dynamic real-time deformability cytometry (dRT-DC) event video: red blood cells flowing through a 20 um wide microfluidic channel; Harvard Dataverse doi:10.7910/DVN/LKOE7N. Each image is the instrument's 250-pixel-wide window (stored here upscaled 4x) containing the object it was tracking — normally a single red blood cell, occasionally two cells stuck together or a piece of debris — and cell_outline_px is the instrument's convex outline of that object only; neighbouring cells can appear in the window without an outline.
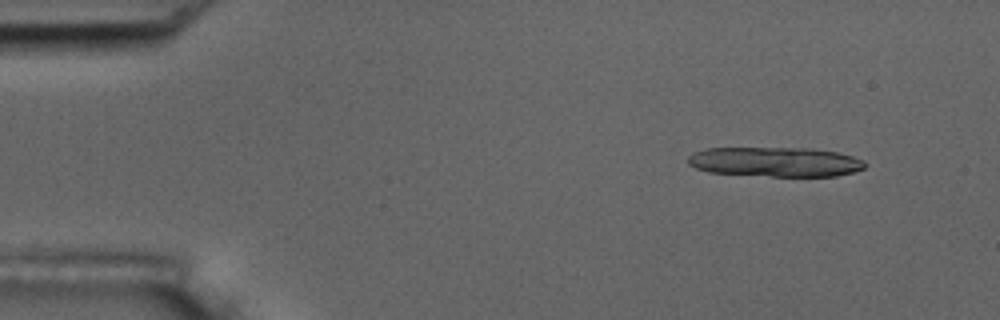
{"species": "common noctule bat (a hibernating species)", "species_latin": "Nyctalus noctula", "temperature_condition": "room temperature", "stored_images_in_passage": 7, "camera_frame_rate_fps": 3000, "um_per_image_px": 0.085, "animal": {"sex": "male", "body_mass_g": 17.5, "forearm_length_mm": 52.3}, "frame": {"image": 1, "passage_image": 2, "time_ms": 1.333, "image_size_px": [1000, 320], "cell_outline_px": [[868, 164], [864, 168], [856, 172], [836, 176], [772, 176], [708, 172], [696, 168], [688, 164], [688, 156], [692, 152], [704, 148], [812, 148], [836, 152], [852, 156], [864, 160]], "centroid_in_image_um": [65.91, 13.75], "position_along_channel_um": 19.1, "area_um2": 30.81}}
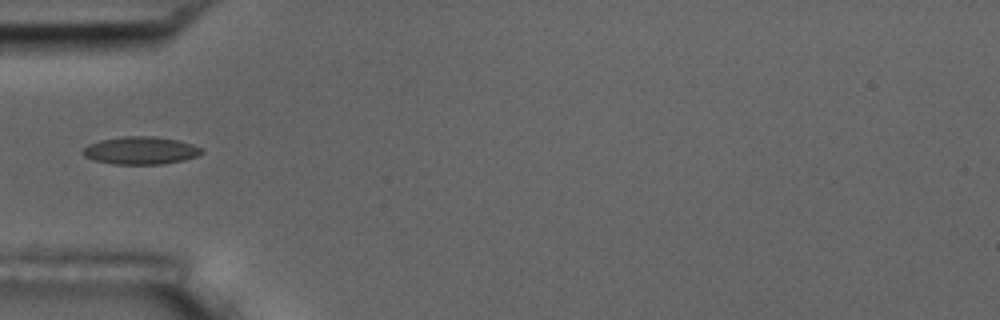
{"frame": {"image": 2, "passage_image": 5, "time_ms": 5.667, "image_size_px": [1000, 320], "cell_outline_px": [[204, 152], [196, 156], [184, 160], [164, 164], [112, 164], [96, 160], [84, 156], [80, 152], [88, 144], [100, 140], [124, 136], [156, 136], [176, 140], [192, 144], [204, 148]], "centroid_in_image_um": [11.96, 12.79], "position_along_channel_um": 73.0, "area_um2": 19.25}}